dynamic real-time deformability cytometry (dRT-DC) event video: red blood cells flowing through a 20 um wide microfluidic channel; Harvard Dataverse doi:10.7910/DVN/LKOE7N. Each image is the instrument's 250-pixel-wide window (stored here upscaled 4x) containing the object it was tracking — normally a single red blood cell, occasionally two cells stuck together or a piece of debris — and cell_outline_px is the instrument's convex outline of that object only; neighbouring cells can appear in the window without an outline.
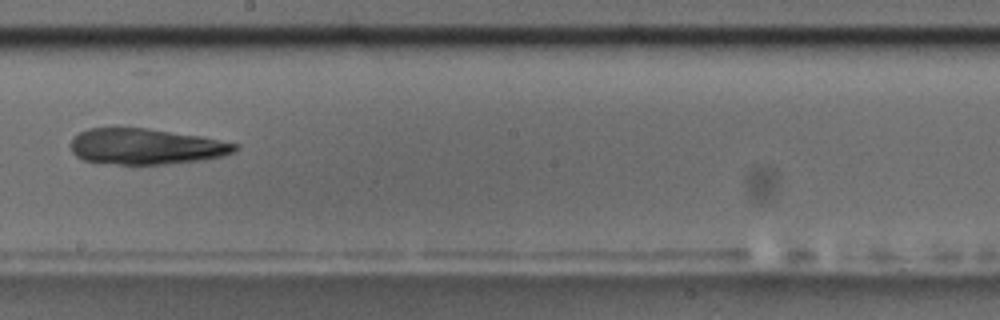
{"species": "common noctule bat (a hibernating species)", "species_latin": "Nyctalus noctula", "temperature_condition": "room temperature", "stored_images_in_passage": 10, "camera_frame_rate_fps": 3000, "um_per_image_px": 0.085, "animal": {"sex": "male", "body_mass_g": 17.5, "forearm_length_mm": 52.3}, "frame": {"image": 1, "passage_image": 9, "time_ms": 9.0, "image_size_px": [1000, 320], "cell_outline_px": [[240, 148], [236, 152], [224, 156], [200, 160], [164, 164], [116, 164], [84, 160], [76, 156], [72, 152], [72, 140], [80, 132], [88, 128], [148, 128], [200, 136], [240, 144]], "centroid_in_image_um": [12.47, 12.45], "position_along_channel_um": 235.7, "area_um2": 34.22}}
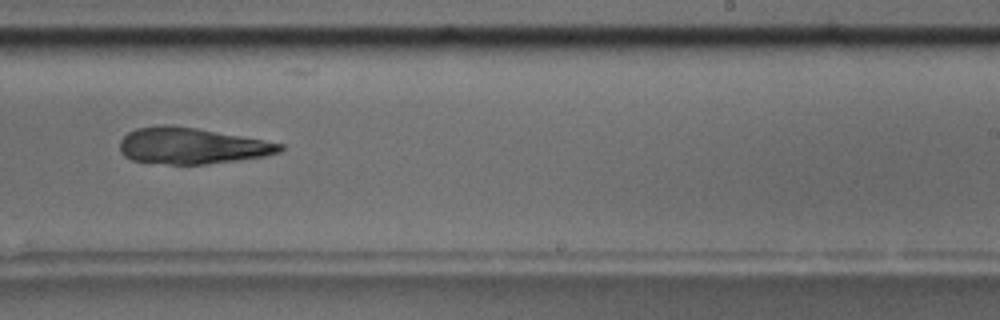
{"frame": {"image": 2, "passage_image": 10, "time_ms": 10.0, "image_size_px": [1000, 320], "cell_outline_px": [[284, 148], [280, 152], [264, 156], [236, 160], [204, 164], [168, 164], [132, 160], [124, 156], [120, 152], [120, 140], [128, 132], [136, 128], [164, 124], [168, 124], [196, 128], [264, 140], [284, 144]], "centroid_in_image_um": [16.27, 12.39], "position_along_channel_um": 272.7, "area_um2": 33.64}}